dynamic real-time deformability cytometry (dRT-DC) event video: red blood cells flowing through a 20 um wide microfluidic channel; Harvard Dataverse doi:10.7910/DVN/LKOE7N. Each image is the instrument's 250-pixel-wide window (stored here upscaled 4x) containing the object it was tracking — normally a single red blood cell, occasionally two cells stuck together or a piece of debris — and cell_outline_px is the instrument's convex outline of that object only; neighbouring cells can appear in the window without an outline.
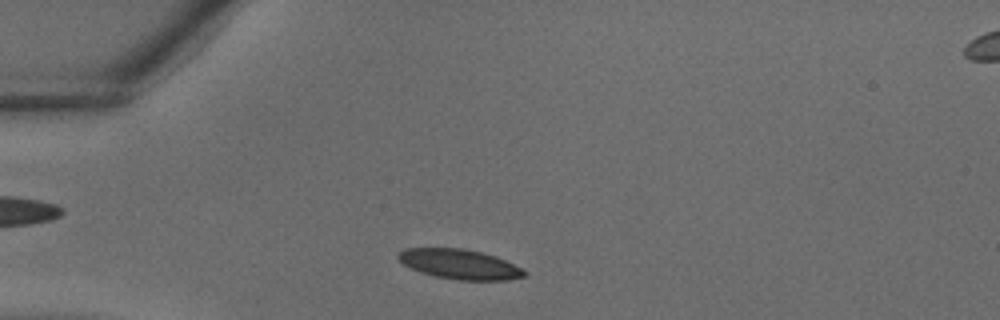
{"species": "common noctule bat (a hibernating species)", "species_latin": "Nyctalus noctula", "temperature_condition": "warm", "stored_images_in_passage": 30, "camera_frame_rate_fps": 3000, "um_per_image_px": 0.085, "animal": {"sex": "male", "body_mass_g": 18.8}, "frame": {"image": 1, "passage_image": 2, "time_ms": 0.333, "image_size_px": [1000, 320], "cell_outline_px": [[528, 272], [524, 276], [508, 280], [456, 280], [436, 276], [420, 272], [404, 264], [396, 256], [404, 248], [460, 248], [480, 252], [496, 256]], "centroid_in_image_um": [39.06, 22.46], "position_along_channel_um": 45.9, "area_um2": 21.68}}
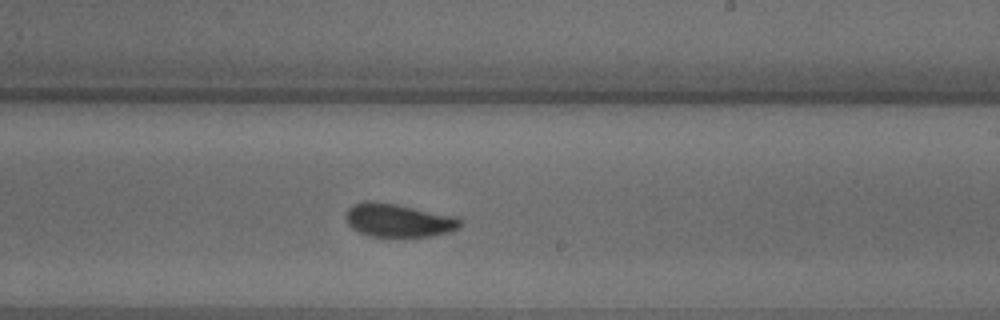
{"frame": {"image": 2, "passage_image": 15, "time_ms": 4.667, "image_size_px": [1000, 320], "cell_outline_px": [[460, 228], [448, 232], [432, 236], [368, 236], [352, 228], [348, 224], [348, 208], [352, 204], [364, 200], [372, 200], [396, 204], [456, 216], [460, 220]], "centroid_in_image_um": [33.86, 18.71], "position_along_channel_um": 255.1, "area_um2": 22.08}}
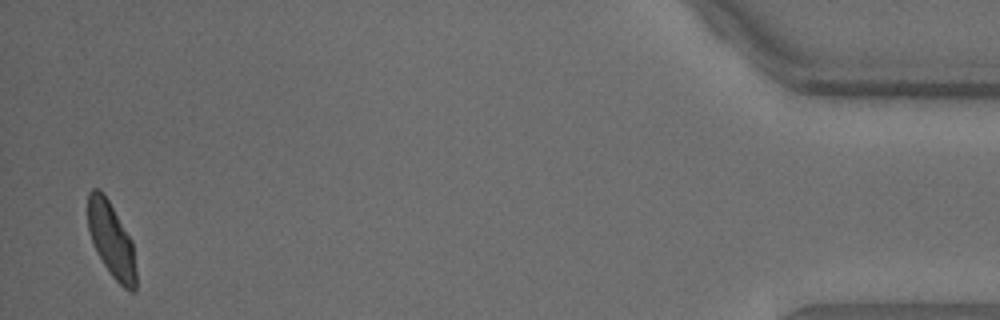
{"frame": {"image": 3, "passage_image": 29, "time_ms": 9.333, "image_size_px": [1000, 320], "cell_outline_px": [[136, 292], [132, 292], [124, 288], [112, 276], [104, 264], [92, 240], [88, 228], [88, 192], [92, 188], [100, 188], [108, 200], [132, 240], [136, 272]], "centroid_in_image_um": [9.48, 20.39], "position_along_channel_um": 425.7, "area_um2": 20.75}}